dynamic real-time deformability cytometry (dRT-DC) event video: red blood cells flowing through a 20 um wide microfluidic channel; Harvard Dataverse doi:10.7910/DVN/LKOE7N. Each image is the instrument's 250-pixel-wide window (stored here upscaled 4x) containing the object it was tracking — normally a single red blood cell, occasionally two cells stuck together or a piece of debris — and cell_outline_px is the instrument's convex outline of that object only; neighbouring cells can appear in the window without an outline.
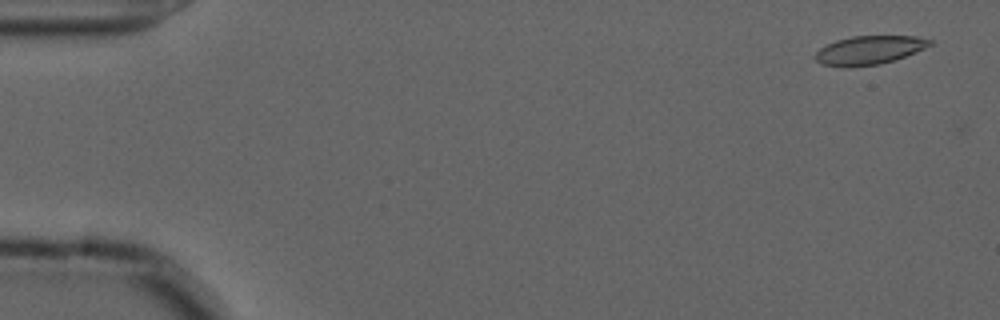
{"species": "common noctule bat (a hibernating species)", "species_latin": "Nyctalus noctula", "temperature_condition": "cold", "stored_images_in_passage": 4, "camera_frame_rate_fps": 3000, "um_per_image_px": 0.085, "animal": {"sex": "male", "forearm_length_mm": 52.5}, "frame": {"image": 1, "passage_image": 3, "time_ms": 0.667, "image_size_px": [1000, 320], "cell_outline_px": [[936, 40], [932, 44], [916, 52], [880, 64], [848, 68], [840, 68], [820, 64], [812, 56], [820, 48], [836, 40], [852, 36], [916, 36]], "centroid_in_image_um": [73.85, 4.27], "position_along_channel_um": 11.2, "area_um2": 19.42}}